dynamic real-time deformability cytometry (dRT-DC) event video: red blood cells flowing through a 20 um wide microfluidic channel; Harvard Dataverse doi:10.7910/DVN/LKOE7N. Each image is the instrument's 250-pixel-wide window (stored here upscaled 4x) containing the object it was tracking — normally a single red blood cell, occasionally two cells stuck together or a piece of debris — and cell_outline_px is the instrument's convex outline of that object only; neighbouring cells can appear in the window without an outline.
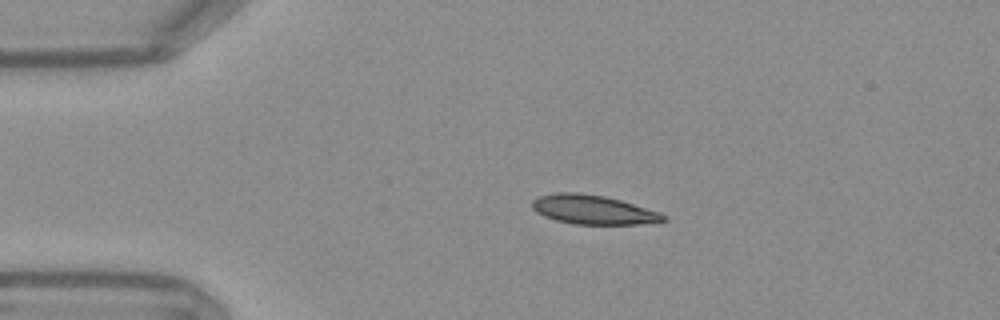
{"species": "Egyptian fruit bat (a non-hibernating species)", "species_latin": "Rousettus aegyptiacus", "temperature_condition": "warm", "stored_images_in_passage": 43, "camera_frame_rate_fps": 3000, "um_per_image_px": 0.085, "frame": {"image": 1, "passage_image": 1, "time_ms": 0.0, "image_size_px": [1000, 320], "cell_outline_px": [[668, 220], [640, 224], [572, 224], [556, 220], [544, 216], [536, 212], [532, 208], [532, 200], [540, 196], [556, 192], [580, 192], [604, 196], [620, 200], [660, 212], [668, 216]], "centroid_in_image_um": [50.41, 17.82], "position_along_channel_um": 34.6, "area_um2": 22.37}}
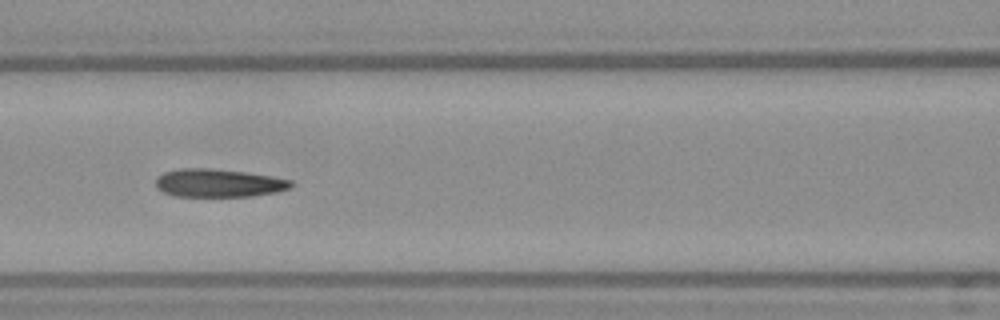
{"frame": {"image": 2, "passage_image": 13, "time_ms": 4.0, "image_size_px": [1000, 320], "cell_outline_px": [[292, 188], [276, 192], [252, 196], [176, 196], [164, 192], [156, 188], [156, 176], [164, 172], [180, 168], [208, 168], [244, 172], [272, 176], [292, 180]], "centroid_in_image_um": [18.57, 15.55], "position_along_channel_um": 148.0, "area_um2": 22.2}}
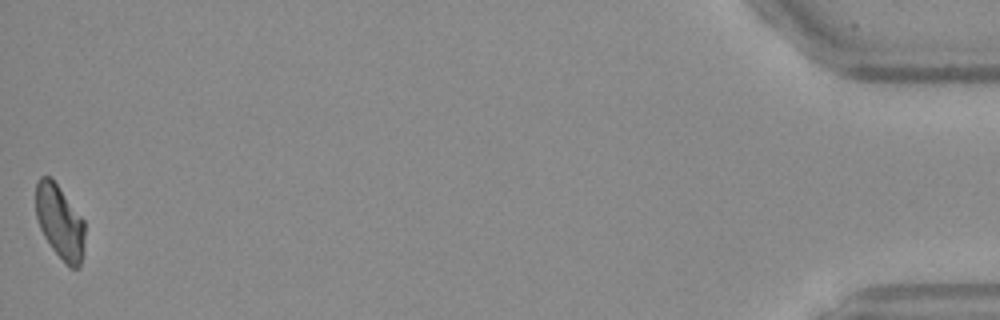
{"frame": {"image": 3, "passage_image": 43, "time_ms": 14.0, "image_size_px": [1000, 320], "cell_outline_px": [[84, 252], [80, 268], [68, 268], [52, 248], [44, 236], [40, 228], [36, 216], [36, 180], [40, 176], [48, 176], [56, 184], [84, 220]], "centroid_in_image_um": [5.09, 18.92], "position_along_channel_um": 430.1, "area_um2": 21.1}, "authors_computed_cell_mechanics": {"area_um2": 22.7732, "velocity_mm_per_s": 3.8003, "shape_relaxation_time_tau1_ms": null, "shape_relaxation_time_tau2_ms": 6.2191, "deformation_change_tau1": null, "deformation_change_tau2": 0.1232}}